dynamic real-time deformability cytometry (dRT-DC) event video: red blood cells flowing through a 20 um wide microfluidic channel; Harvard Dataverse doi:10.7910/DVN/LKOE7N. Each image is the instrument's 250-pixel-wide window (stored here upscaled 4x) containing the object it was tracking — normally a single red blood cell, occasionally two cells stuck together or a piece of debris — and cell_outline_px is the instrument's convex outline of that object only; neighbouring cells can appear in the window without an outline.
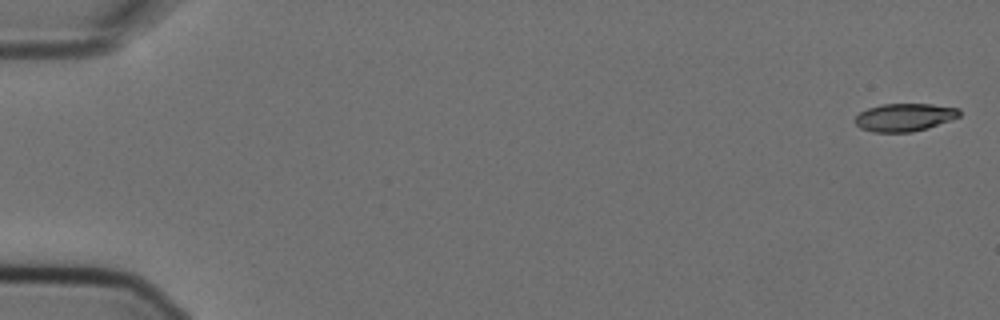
{"species": "Egyptian fruit bat (a non-hibernating species)", "species_latin": "Rousettus aegyptiacus", "temperature_condition": "cold", "stored_images_in_passage": 6, "segment_of_instrument_passage": [2, 2], "camera_frame_rate_fps": 3000, "um_per_image_px": 0.085, "animal": {"sex": "female"}, "frame": {"image": 1, "passage_image": 6, "time_ms": 1.667, "image_size_px": [1000, 320], "cell_outline_px": [[960, 116], [928, 128], [912, 132], [872, 132], [860, 128], [856, 124], [856, 116], [860, 112], [868, 108], [880, 104], [932, 104], [960, 108]], "centroid_in_image_um": [76.88, 9.97], "position_along_channel_um": 8.1, "area_um2": 16.94}}